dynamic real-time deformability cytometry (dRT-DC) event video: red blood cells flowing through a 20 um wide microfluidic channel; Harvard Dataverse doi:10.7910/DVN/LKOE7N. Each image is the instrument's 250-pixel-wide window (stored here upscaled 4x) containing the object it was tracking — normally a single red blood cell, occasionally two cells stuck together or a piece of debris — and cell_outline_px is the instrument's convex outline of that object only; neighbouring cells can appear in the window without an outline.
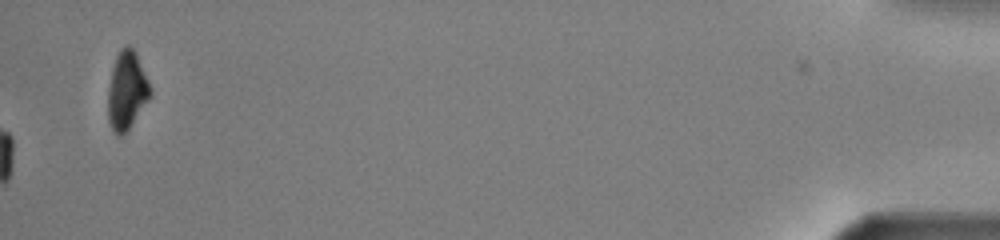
{"species": "common noctule bat (a hibernating species)", "species_latin": "Nyctalus noctula", "temperature_condition": "warm", "stored_images_in_passage": 45, "camera_frame_rate_fps": 3000, "um_per_image_px": 0.085, "animal": {"sex": "male", "body_mass_g": 13.0, "forearm_length_mm": 53.1}, "frame": {"image": 1, "passage_image": 45, "time_ms": 14.667, "image_size_px": [1000, 240], "cell_outline_px": [[152, 92], [148, 100], [128, 128], [120, 136], [112, 128], [108, 120], [108, 88], [112, 68], [116, 56], [120, 48], [128, 44], [132, 48], [152, 88]], "centroid_in_image_um": [10.76, 7.66], "position_along_channel_um": 424.4, "area_um2": 18.73}, "authors_computed_cell_mechanics": {"area_um2": 23.2356, "velocity_mm_per_s": 4.0137, "shape_relaxation_time_tau1_ms": 1.6932, "shape_relaxation_time_tau2_ms": null, "deformation_change_tau1": 0.0902, "deformation_change_tau2": null}}